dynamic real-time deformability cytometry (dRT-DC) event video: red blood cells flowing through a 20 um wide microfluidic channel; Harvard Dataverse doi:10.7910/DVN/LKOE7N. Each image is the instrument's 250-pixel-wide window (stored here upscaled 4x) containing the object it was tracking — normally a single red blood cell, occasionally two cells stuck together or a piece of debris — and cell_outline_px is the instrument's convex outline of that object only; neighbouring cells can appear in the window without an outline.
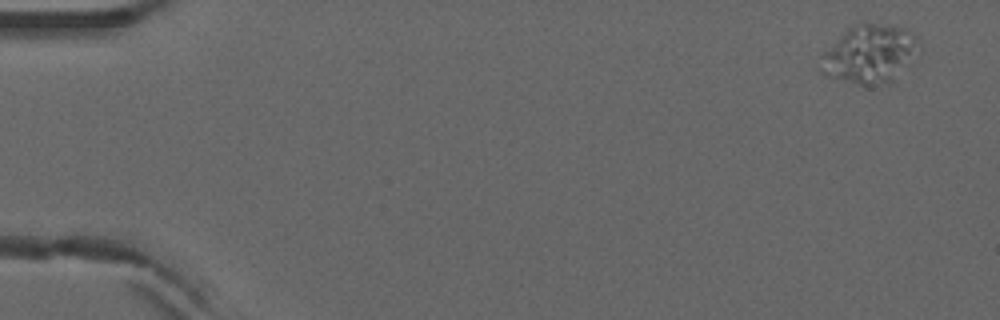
{"species": "common noctule bat (a hibernating species)", "species_latin": "Nyctalus noctula", "temperature_condition": "warm", "stored_images_in_passage": 4, "camera_frame_rate_fps": 3000, "um_per_image_px": 0.085, "animal": {"sex": "male", "forearm_length_mm": 52.5}, "frame": {"image": 1, "passage_image": 1, "time_ms": 0.0, "image_size_px": [1000, 320], "cell_outline_px": [[920, 52], [892, 84], [860, 84], [824, 76], [816, 68], [820, 56], [852, 24], [860, 20], [864, 20], [904, 28], [916, 36], [920, 40]], "centroid_in_image_um": [73.93, 4.58], "position_along_channel_um": 11.1, "area_um2": 34.45}}